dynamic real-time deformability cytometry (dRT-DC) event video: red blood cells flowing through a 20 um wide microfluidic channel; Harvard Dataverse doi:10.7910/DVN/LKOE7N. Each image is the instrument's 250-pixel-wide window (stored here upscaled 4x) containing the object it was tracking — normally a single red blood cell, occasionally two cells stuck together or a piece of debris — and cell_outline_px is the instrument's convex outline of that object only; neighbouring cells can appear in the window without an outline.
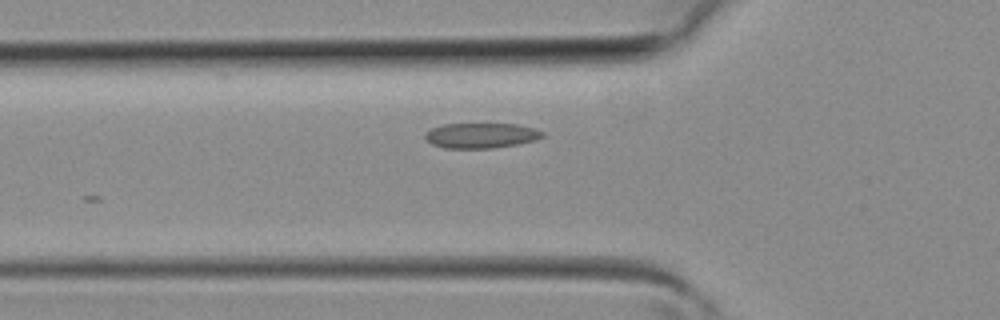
{"species": "common noctule bat (a hibernating species)", "species_latin": "Nyctalus noctula", "temperature_condition": "room temperature", "stored_images_in_passage": 13, "camera_frame_rate_fps": 3000, "um_per_image_px": 0.085, "animal": {"sex": "female", "body_mass_g": 19.3, "forearm_length_mm": 54.1}, "frame": {"image": 1, "passage_image": 10, "time_ms": 3.0, "image_size_px": [1000, 320], "cell_outline_px": [[544, 136], [536, 140], [516, 144], [492, 148], [444, 148], [432, 144], [424, 136], [424, 132], [432, 128], [444, 124], [516, 124], [532, 128], [544, 132]], "centroid_in_image_um": [40.87, 11.52], "position_along_channel_um": 84.9, "area_um2": 17.11}}
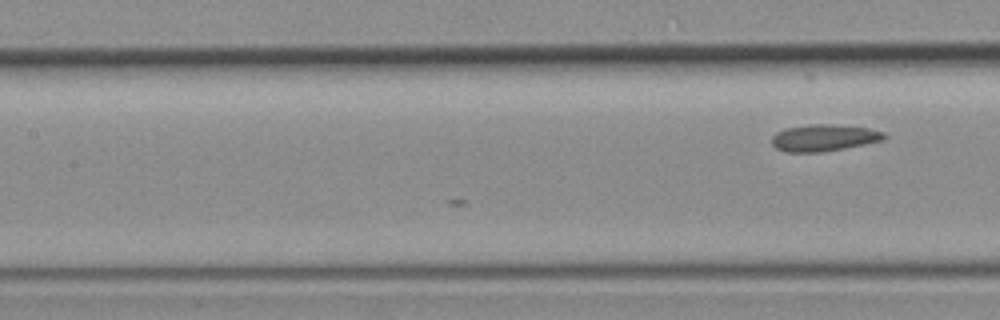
{"frame": {"image": 2, "passage_image": 13, "time_ms": 4.0, "image_size_px": [1000, 320], "cell_outline_px": [[888, 136], [884, 140], [824, 152], [784, 152], [776, 148], [772, 144], [772, 136], [776, 132], [784, 128], [812, 124], [832, 124], [868, 128], [884, 132]], "centroid_in_image_um": [70.02, 11.71], "position_along_channel_um": 137.4, "area_um2": 17.63}}